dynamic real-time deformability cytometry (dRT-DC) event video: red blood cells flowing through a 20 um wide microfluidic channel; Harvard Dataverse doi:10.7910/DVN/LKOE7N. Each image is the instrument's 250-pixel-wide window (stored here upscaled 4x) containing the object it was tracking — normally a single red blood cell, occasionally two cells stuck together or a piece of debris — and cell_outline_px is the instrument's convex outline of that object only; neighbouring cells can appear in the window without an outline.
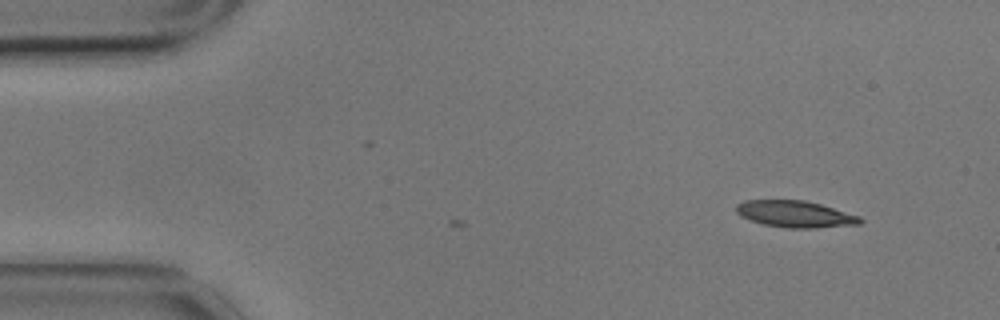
{"species": "common noctule bat (a hibernating species)", "species_latin": "Nyctalus noctula", "temperature_condition": "cold", "stored_images_in_passage": 6, "camera_frame_rate_fps": 3000, "um_per_image_px": 0.085, "animal": {"sex": "male", "body_mass_g": 17.9}, "frame": {"image": 1, "passage_image": 6, "time_ms": 1.667, "image_size_px": [1000, 320], "cell_outline_px": [[864, 220], [860, 224], [816, 228], [784, 228], [764, 224], [740, 216], [736, 212], [736, 204], [744, 200], [804, 200], [820, 204], [860, 216]], "centroid_in_image_um": [67.59, 18.2], "position_along_channel_um": 17.4, "area_um2": 19.25}}